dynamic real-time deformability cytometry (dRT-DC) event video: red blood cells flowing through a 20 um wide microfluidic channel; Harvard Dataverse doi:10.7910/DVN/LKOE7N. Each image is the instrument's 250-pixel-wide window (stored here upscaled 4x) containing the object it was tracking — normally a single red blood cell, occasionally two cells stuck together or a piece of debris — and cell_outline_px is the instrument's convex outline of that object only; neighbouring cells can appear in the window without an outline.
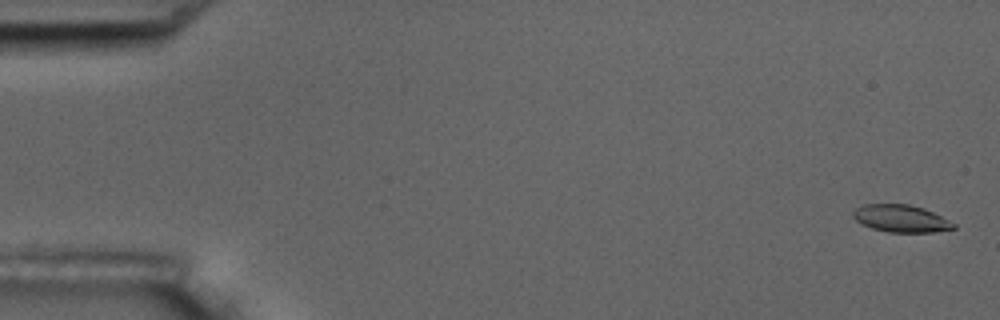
{"species": "common noctule bat (a hibernating species)", "species_latin": "Nyctalus noctula", "temperature_condition": "room temperature", "stored_images_in_passage": 4, "camera_frame_rate_fps": 3000, "um_per_image_px": 0.085, "animal": {"sex": "male", "body_mass_g": 17.5, "forearm_length_mm": 52.3}, "frame": {"image": 1, "passage_image": 1, "time_ms": 0.0, "image_size_px": [1000, 320], "cell_outline_px": [[956, 228], [932, 232], [888, 232], [872, 228], [856, 220], [852, 216], [852, 212], [856, 208], [864, 204], [908, 204], [924, 208], [956, 224]], "centroid_in_image_um": [76.57, 18.57], "position_along_channel_um": 8.4, "area_um2": 15.84}}